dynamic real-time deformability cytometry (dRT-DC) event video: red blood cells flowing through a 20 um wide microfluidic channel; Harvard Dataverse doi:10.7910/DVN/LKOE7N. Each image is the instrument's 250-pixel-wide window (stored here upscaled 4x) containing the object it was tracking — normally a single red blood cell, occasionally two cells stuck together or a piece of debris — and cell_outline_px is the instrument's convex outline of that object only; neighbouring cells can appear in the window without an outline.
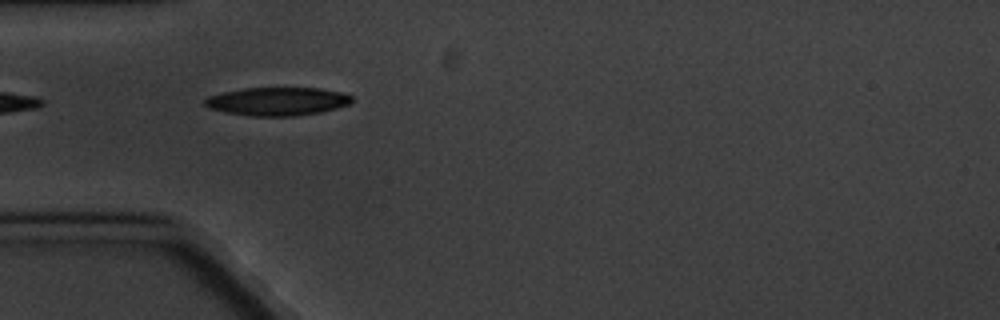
{"species": "common noctule bat (a hibernating species)", "species_latin": "Nyctalus noctula", "temperature_condition": "cold", "stored_images_in_passage": 5, "camera_frame_rate_fps": 3000, "um_per_image_px": 0.085, "animal": {"sex": "male", "body_mass_g": 20.1, "forearm_length_mm": 53.5}, "frame": {"image": 1, "passage_image": 3, "time_ms": 3.333, "image_size_px": [1000, 320], "cell_outline_px": [[352, 100], [348, 104], [336, 108], [320, 112], [292, 116], [252, 116], [224, 112], [208, 108], [204, 104], [204, 100], [208, 96], [224, 92], [244, 88], [320, 88], [340, 92], [352, 96]], "centroid_in_image_um": [23.54, 8.62], "position_along_channel_um": 61.5, "area_um2": 24.1}}